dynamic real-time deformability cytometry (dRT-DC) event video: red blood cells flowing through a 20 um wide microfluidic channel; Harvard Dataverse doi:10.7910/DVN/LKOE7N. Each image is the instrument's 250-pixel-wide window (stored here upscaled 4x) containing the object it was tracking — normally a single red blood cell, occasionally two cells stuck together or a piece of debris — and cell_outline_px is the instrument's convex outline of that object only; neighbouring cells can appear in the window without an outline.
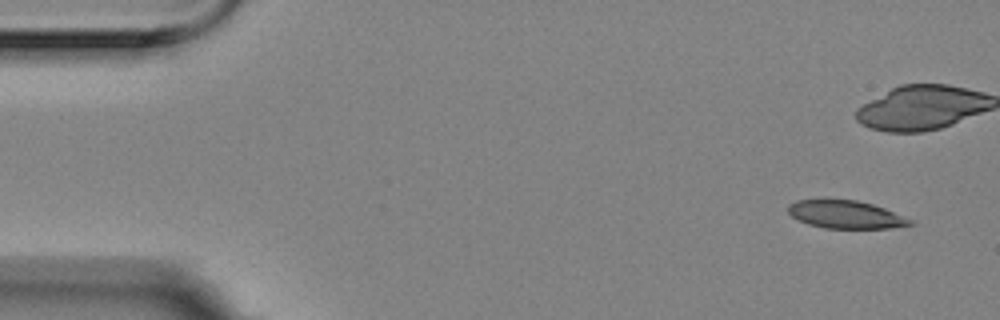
{"species": "Egyptian fruit bat (a non-hibernating species)", "species_latin": "Rousettus aegyptiacus", "temperature_condition": "room temperature", "stored_images_in_passage": 15, "camera_frame_rate_fps": 3000, "um_per_image_px": 0.085, "animal": {"sex": "female"}, "frame": {"image": 1, "passage_image": 1, "time_ms": 0.0, "image_size_px": [1000, 320], "cell_outline_px": [[916, 224], [888, 228], [824, 228], [808, 224], [792, 216], [788, 212], [788, 204], [796, 200], [824, 196], [856, 200], [872, 204], [884, 208], [916, 220]], "centroid_in_image_um": [71.87, 18.18], "position_along_channel_um": 13.1, "area_um2": 20.69}}